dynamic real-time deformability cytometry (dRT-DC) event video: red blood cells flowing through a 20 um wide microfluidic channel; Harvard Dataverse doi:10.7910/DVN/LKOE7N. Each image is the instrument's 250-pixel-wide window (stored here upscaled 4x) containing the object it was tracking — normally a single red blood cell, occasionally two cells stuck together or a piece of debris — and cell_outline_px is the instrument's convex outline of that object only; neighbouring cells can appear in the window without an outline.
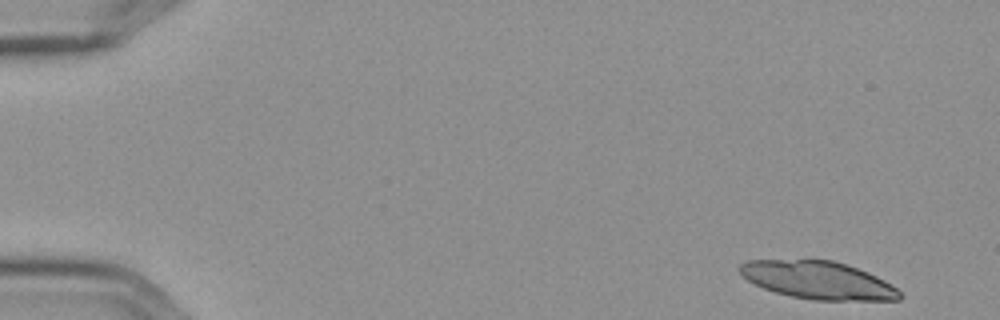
{"species": "Egyptian fruit bat (a non-hibernating species)", "species_latin": "Rousettus aegyptiacus", "temperature_condition": "cold", "stored_images_in_passage": 6, "camera_frame_rate_fps": 3000, "um_per_image_px": 0.085, "frame": {"image": 1, "passage_image": 1, "time_ms": 0.0, "image_size_px": [1000, 320], "cell_outline_px": [[900, 300], [816, 300], [792, 296], [776, 292], [764, 288], [748, 280], [736, 268], [740, 264], [748, 260], [832, 260], [868, 272], [884, 280], [896, 288], [900, 292]], "centroid_in_image_um": [69.52, 23.81], "position_along_channel_um": 15.5, "area_um2": 34.74}}